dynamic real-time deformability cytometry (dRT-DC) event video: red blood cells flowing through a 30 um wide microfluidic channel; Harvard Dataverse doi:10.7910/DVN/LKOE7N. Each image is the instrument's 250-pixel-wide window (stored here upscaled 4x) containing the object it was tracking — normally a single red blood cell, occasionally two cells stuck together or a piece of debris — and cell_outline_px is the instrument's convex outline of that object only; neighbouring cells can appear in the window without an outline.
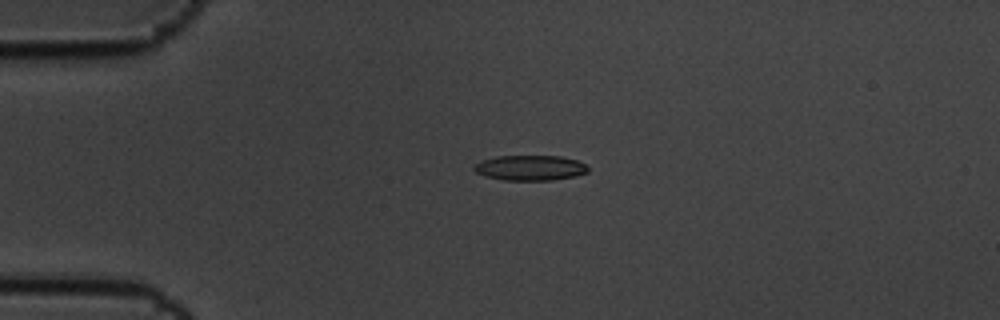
{"species": "common noctule bat (a hibernating species)", "species_latin": "Nyctalus noctula", "temperature_condition": "cold", "stored_images_in_passage": 6, "camera_frame_rate_fps": 3000, "um_per_image_px": 0.085, "animal": {"sex": "male", "body_mass_g": 19.5, "forearm_length_mm": 54.6}, "frame": {"image": 1, "passage_image": 5, "time_ms": 1.333, "image_size_px": [1000, 320], "cell_outline_px": [[588, 172], [576, 176], [552, 180], [504, 180], [484, 176], [476, 172], [472, 168], [480, 160], [496, 156], [560, 156], [576, 160], [584, 164], [588, 168]], "centroid_in_image_um": [45.03, 14.27], "position_along_channel_um": 40.0, "area_um2": 16.76}}